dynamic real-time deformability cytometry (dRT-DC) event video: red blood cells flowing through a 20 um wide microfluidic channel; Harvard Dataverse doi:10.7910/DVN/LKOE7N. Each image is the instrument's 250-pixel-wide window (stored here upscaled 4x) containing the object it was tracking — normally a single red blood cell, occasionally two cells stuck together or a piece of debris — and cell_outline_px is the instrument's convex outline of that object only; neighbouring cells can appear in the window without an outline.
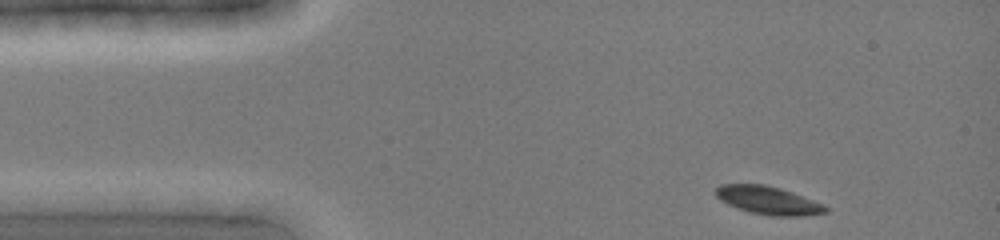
{"species": "common noctule bat (a hibernating species)", "species_latin": "Nyctalus noctula", "temperature_condition": "cold", "stored_images_in_passage": 7, "camera_frame_rate_fps": 3000, "um_per_image_px": 0.085, "animal": {"sex": "female", "body_mass_g": 19.0, "forearm_length_mm": 51.5}, "frame": {"image": 1, "passage_image": 1, "time_ms": 0.0, "image_size_px": [1000, 240], "cell_outline_px": [[828, 212], [804, 216], [772, 216], [752, 212], [736, 208], [720, 200], [716, 196], [716, 188], [720, 184], [764, 184], [780, 188], [792, 192], [824, 204], [828, 208]], "centroid_in_image_um": [65.31, 17.03], "position_along_channel_um": 19.7, "area_um2": 17.98}}